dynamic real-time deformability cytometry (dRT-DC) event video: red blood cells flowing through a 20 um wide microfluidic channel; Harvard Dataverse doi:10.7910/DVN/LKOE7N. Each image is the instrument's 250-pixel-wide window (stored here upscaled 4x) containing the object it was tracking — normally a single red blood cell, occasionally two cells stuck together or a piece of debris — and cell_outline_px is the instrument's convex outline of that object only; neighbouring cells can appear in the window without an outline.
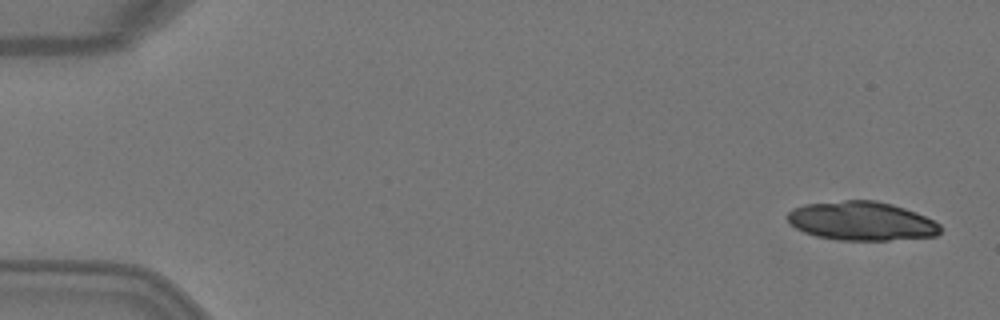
{"species": "Egyptian fruit bat (a non-hibernating species)", "species_latin": "Rousettus aegyptiacus", "temperature_condition": "warm", "stored_images_in_passage": 4, "camera_frame_rate_fps": 3000, "um_per_image_px": 0.085, "animal": {"sex": "female"}, "frame": {"image": 1, "passage_image": 1, "time_ms": 0.0, "image_size_px": [1000, 320], "cell_outline_px": [[944, 228], [936, 236], [888, 240], [836, 240], [816, 236], [804, 232], [788, 224], [784, 216], [792, 208], [804, 204], [844, 200], [876, 200], [892, 204], [916, 212], [940, 224]], "centroid_in_image_um": [73.19, 18.78], "position_along_channel_um": 11.8, "area_um2": 35.03}}